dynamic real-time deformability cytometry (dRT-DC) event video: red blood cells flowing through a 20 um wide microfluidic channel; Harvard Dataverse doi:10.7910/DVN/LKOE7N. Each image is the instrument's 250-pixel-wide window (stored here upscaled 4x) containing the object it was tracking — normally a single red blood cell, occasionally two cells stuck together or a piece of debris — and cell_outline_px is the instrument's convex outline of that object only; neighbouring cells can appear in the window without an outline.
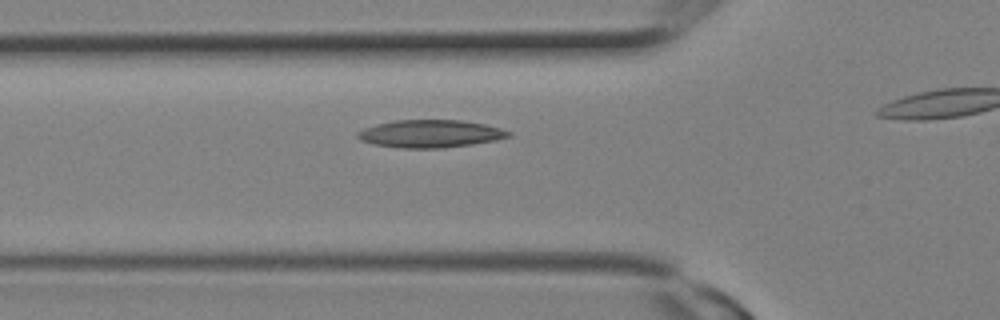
{"species": "Egyptian fruit bat (a non-hibernating species)", "species_latin": "Rousettus aegyptiacus", "temperature_condition": "room temperature", "stored_images_in_passage": 7, "camera_frame_rate_fps": 3000, "um_per_image_px": 0.085, "animal": {"sex": "female"}, "frame": {"image": 1, "passage_image": 3, "time_ms": 0.667, "image_size_px": [1000, 320], "cell_outline_px": [[512, 136], [496, 140], [472, 144], [444, 148], [400, 148], [376, 144], [360, 140], [356, 136], [356, 132], [364, 128], [396, 120], [460, 120], [484, 124], [500, 128], [512, 132]], "centroid_in_image_um": [36.61, 11.37], "position_along_channel_um": 89.2, "area_um2": 24.22}}
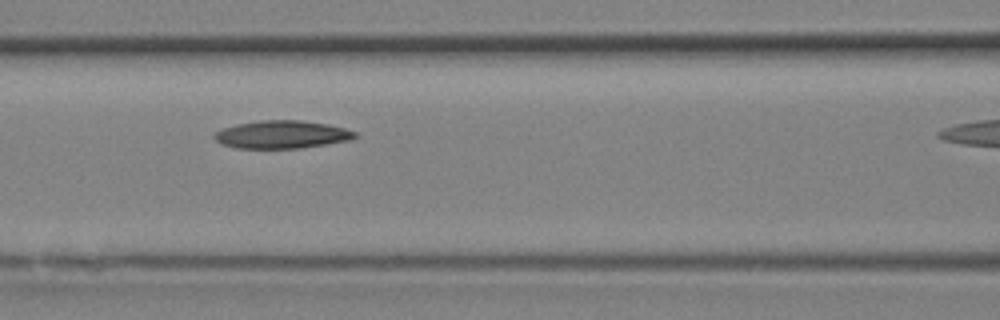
{"frame": {"image": 2, "passage_image": 5, "time_ms": 1.333, "image_size_px": [1000, 320], "cell_outline_px": [[360, 136], [352, 140], [300, 148], [236, 148], [220, 144], [212, 136], [216, 132], [224, 128], [236, 124], [260, 120], [300, 120], [328, 124], [344, 128], [356, 132]], "centroid_in_image_um": [23.98, 11.43], "position_along_channel_um": 142.6, "area_um2": 22.95}}